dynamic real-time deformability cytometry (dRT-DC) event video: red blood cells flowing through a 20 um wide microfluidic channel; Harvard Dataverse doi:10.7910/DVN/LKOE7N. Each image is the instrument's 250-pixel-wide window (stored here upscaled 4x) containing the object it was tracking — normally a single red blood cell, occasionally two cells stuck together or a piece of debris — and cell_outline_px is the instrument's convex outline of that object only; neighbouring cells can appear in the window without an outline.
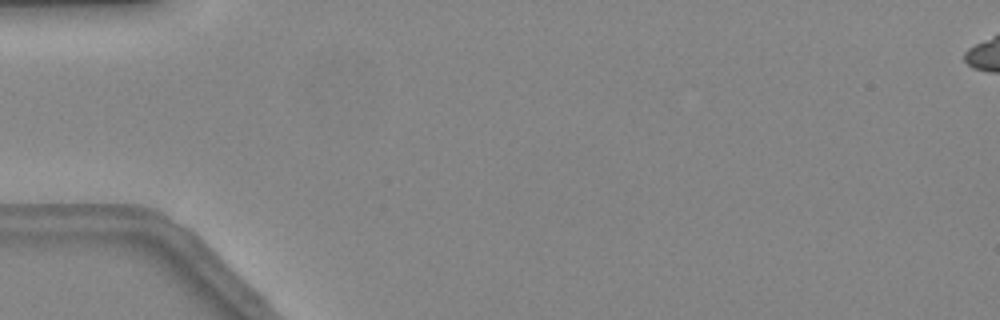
{"species": "common noctule bat (a hibernating species)", "species_latin": "Nyctalus noctula", "temperature_condition": "warm", "stored_images_in_passage": 6, "camera_frame_rate_fps": 3000, "um_per_image_px": 0.085, "animal": {"sex": "female", "body_mass_g": 24.6, "forearm_length_mm": 56.2}, "frame": {"image": 1, "passage_image": 1, "time_ms": 0.0, "image_size_px": [1000, 320], "cell_outline_px": [[180, 260], [44, 232], [44, 228], [76, 224], [152, 228], [180, 248]], "centroid_in_image_um": [10.31, 20.25], "position_along_channel_um": 74.7, "area_um2": 17.22}}